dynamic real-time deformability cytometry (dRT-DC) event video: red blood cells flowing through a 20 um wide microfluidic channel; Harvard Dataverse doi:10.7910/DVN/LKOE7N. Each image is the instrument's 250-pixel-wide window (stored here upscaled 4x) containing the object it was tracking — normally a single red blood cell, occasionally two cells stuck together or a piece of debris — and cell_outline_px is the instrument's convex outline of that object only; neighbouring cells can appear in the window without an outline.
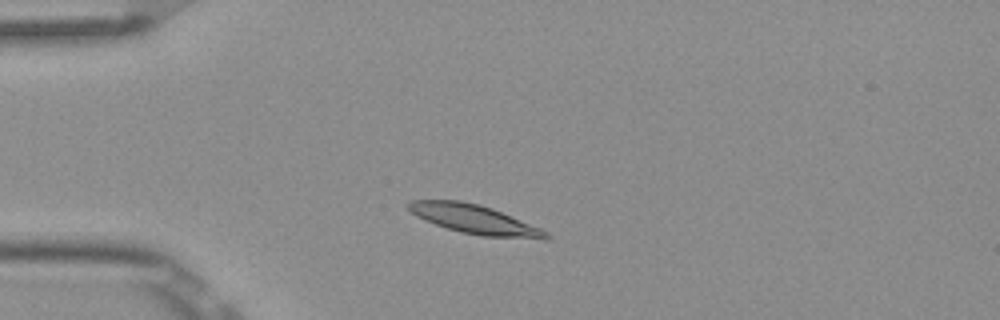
{"species": "Egyptian fruit bat (a non-hibernating species)", "species_latin": "Rousettus aegyptiacus", "temperature_condition": "room temperature", "stored_images_in_passage": 3, "camera_frame_rate_fps": 3000, "um_per_image_px": 0.085, "frame": {"image": 1, "passage_image": 3, "time_ms": 0.667, "image_size_px": [1000, 320], "cell_outline_px": [[552, 240], [544, 240], [480, 236], [460, 232], [424, 220], [416, 216], [408, 208], [408, 204], [412, 200], [460, 200], [480, 204], [492, 208], [540, 228], [548, 232], [552, 236]], "centroid_in_image_um": [40.42, 18.67], "position_along_channel_um": 44.6, "area_um2": 23.47}}